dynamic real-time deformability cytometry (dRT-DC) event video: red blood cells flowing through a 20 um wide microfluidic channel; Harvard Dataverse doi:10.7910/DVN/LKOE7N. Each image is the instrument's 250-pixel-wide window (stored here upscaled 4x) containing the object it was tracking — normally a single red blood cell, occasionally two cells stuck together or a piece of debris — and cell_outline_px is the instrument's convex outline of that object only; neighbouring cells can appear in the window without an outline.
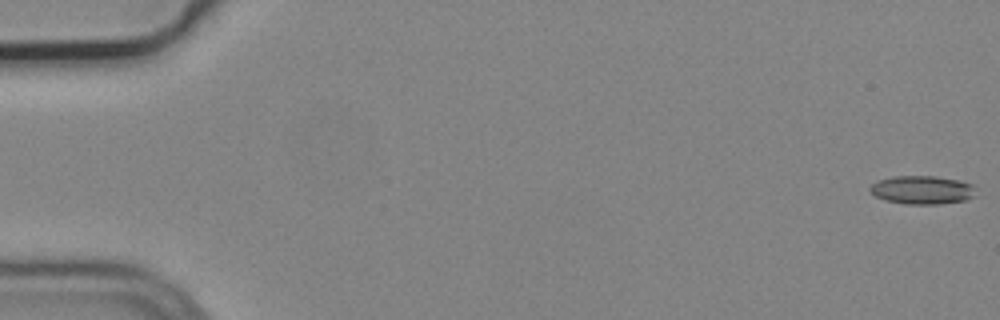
{"species": "common noctule bat (a hibernating species)", "species_latin": "Nyctalus noctula", "temperature_condition": "cold", "stored_images_in_passage": 8, "camera_frame_rate_fps": 3000, "um_per_image_px": 0.085, "animal": {"sex": "male", "body_mass_g": 19.2, "forearm_length_mm": 51.8}, "frame": {"image": 1, "passage_image": 1, "time_ms": 0.0, "image_size_px": [1000, 320], "cell_outline_px": [[972, 196], [968, 200], [940, 204], [904, 204], [884, 200], [876, 196], [868, 188], [872, 184], [880, 180], [892, 176], [936, 176], [960, 180], [972, 184]], "centroid_in_image_um": [78.36, 16.14], "position_along_channel_um": 6.6, "area_um2": 17.46}}
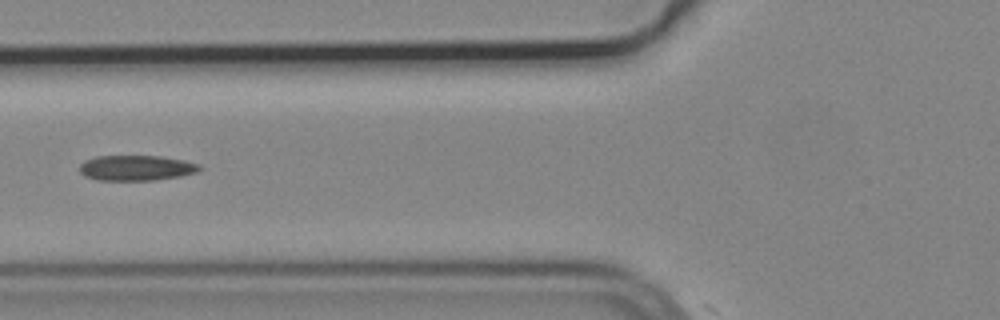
{"frame": {"image": 2, "passage_image": 7, "time_ms": 2.0, "image_size_px": [1000, 320], "cell_outline_px": [[200, 168], [196, 172], [180, 176], [152, 180], [96, 180], [84, 176], [80, 172], [80, 164], [84, 160], [96, 156], [160, 156], [184, 160], [200, 164]], "centroid_in_image_um": [11.54, 14.27], "position_along_channel_um": 114.3, "area_um2": 17.69}}
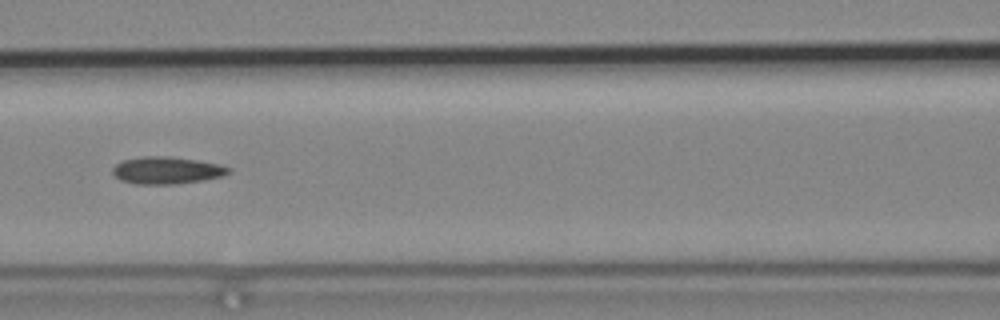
{"frame": {"image": 3, "passage_image": 8, "time_ms": 2.333, "image_size_px": [1000, 320], "cell_outline_px": [[232, 172], [224, 176], [176, 184], [136, 184], [120, 180], [112, 172], [112, 168], [116, 164], [124, 160], [140, 156], [168, 156], [196, 160], [220, 164], [232, 168]], "centroid_in_image_um": [14.19, 14.47], "position_along_channel_um": 152.4, "area_um2": 18.44}}